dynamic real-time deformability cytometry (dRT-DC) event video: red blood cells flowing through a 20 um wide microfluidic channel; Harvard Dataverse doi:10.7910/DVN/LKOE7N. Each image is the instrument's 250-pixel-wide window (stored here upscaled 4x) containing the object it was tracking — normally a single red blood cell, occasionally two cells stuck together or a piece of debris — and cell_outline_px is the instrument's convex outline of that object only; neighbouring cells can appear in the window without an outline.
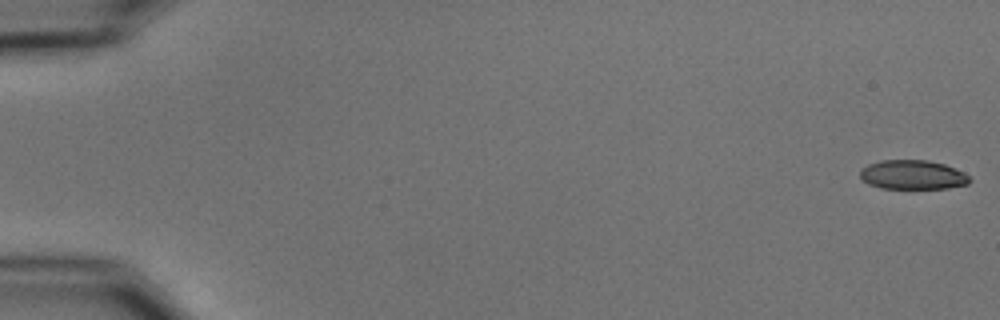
{"species": "common noctule bat (a hibernating species)", "species_latin": "Nyctalus noctula", "temperature_condition": "cold", "stored_images_in_passage": 55, "camera_frame_rate_fps": 3000, "um_per_image_px": 0.085, "animal": {"sex": "male", "body_mass_g": 15.6}, "frame": {"image": 1, "passage_image": 1, "time_ms": 0.0, "image_size_px": [1000, 320], "cell_outline_px": [[972, 180], [968, 184], [948, 188], [880, 188], [868, 184], [860, 180], [860, 168], [868, 164], [880, 160], [928, 160], [944, 164], [964, 172]], "centroid_in_image_um": [77.54, 14.85], "position_along_channel_um": 7.5, "area_um2": 18.84}}
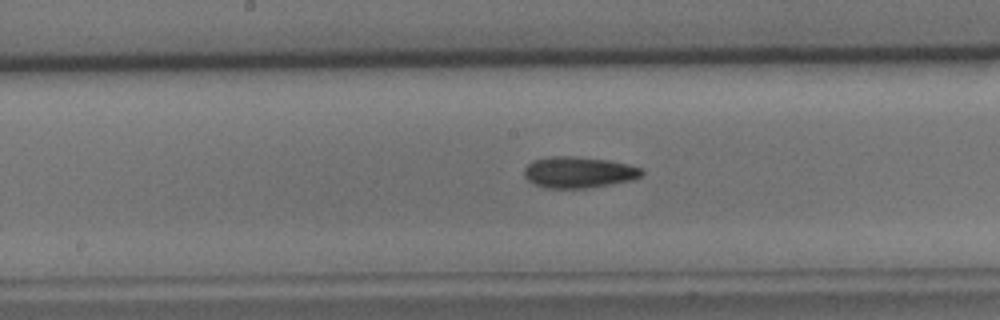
{"frame": {"image": 2, "passage_image": 29, "time_ms": 9.333, "image_size_px": [1000, 320], "cell_outline_px": [[644, 172], [640, 176], [632, 180], [584, 188], [544, 188], [528, 180], [524, 176], [524, 168], [532, 160], [548, 156], [576, 156], [608, 160], [628, 164], [644, 168]], "centroid_in_image_um": [49.17, 14.63], "position_along_channel_um": 199.0, "area_um2": 21.44}}
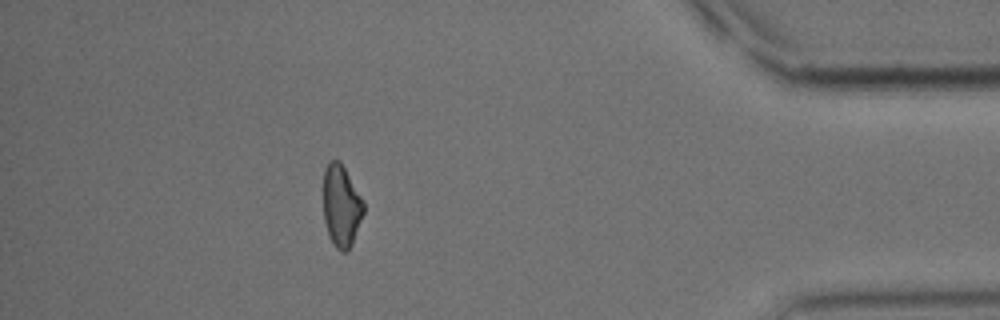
{"frame": {"image": 3, "passage_image": 49, "time_ms": 16.0, "image_size_px": [1000, 320], "cell_outline_px": [[364, 212], [352, 244], [344, 252], [340, 252], [332, 244], [328, 236], [324, 220], [324, 168], [328, 160], [340, 160], [364, 200]], "centroid_in_image_um": [29.01, 17.48], "position_along_channel_um": 406.2, "area_um2": 19.42}, "authors_computed_cell_mechanics": {"area_um2": 20.3456, "velocity_mm_per_s": 3.7273, "shape_relaxation_time_tau1_ms": 5.8193, "shape_relaxation_time_tau2_ms": 5.8568, "deformation_change_tau1": 0.1328, "deformation_change_tau2": 0.1397}}